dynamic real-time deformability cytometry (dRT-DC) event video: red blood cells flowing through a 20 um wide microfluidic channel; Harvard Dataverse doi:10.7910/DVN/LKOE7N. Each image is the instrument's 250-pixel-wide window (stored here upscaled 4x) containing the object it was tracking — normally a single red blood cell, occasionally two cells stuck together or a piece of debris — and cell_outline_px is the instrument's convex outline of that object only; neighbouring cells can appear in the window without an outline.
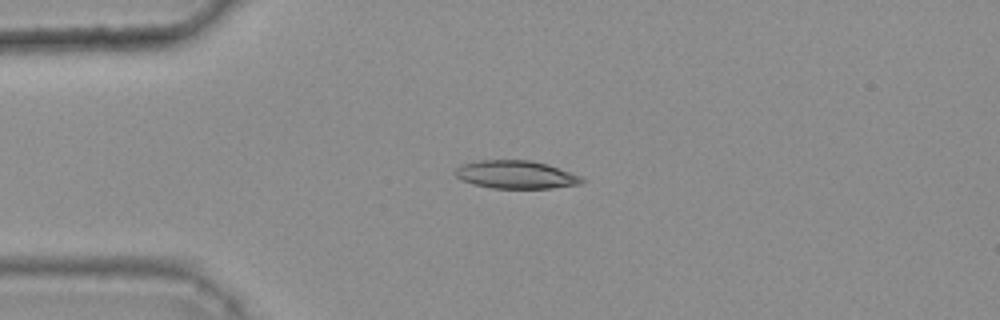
{"species": "common noctule bat (a hibernating species)", "species_latin": "Nyctalus noctula", "temperature_condition": "warm", "stored_images_in_passage": 34, "camera_frame_rate_fps": 3000, "um_per_image_px": 0.085, "animal": {"sex": "female", "body_mass_g": 25.1}, "frame": {"image": 1, "passage_image": 1, "time_ms": 0.0, "image_size_px": [1000, 320], "cell_outline_px": [[584, 180], [580, 184], [552, 188], [492, 188], [472, 184], [456, 176], [456, 168], [460, 164], [480, 160], [528, 160], [548, 164], [580, 176]], "centroid_in_image_um": [43.84, 14.84], "position_along_channel_um": 41.2, "area_um2": 20.52}}
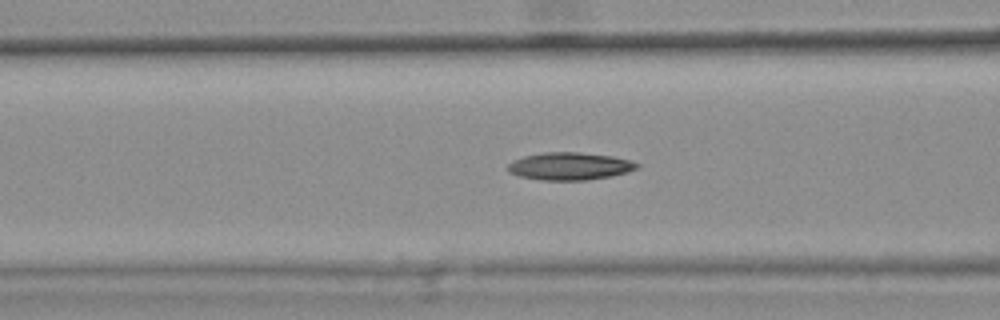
{"frame": {"image": 2, "passage_image": 9, "time_ms": 2.667, "image_size_px": [1000, 320], "cell_outline_px": [[640, 164], [636, 168], [628, 172], [588, 180], [540, 180], [520, 176], [508, 172], [508, 164], [512, 160], [524, 156], [544, 152], [580, 152], [612, 156], [628, 160]], "centroid_in_image_um": [48.38, 14.12], "position_along_channel_um": 118.2, "area_um2": 20.63}}
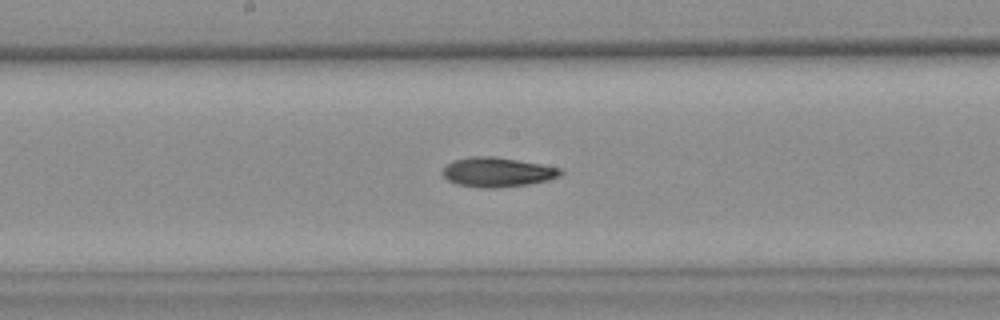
{"frame": {"image": 3, "passage_image": 16, "time_ms": 5.0, "image_size_px": [1000, 320], "cell_outline_px": [[564, 172], [560, 176], [548, 180], [528, 184], [496, 188], [480, 188], [456, 184], [448, 180], [440, 172], [452, 160], [472, 156], [496, 156], [540, 164], [560, 168]], "centroid_in_image_um": [42.25, 14.63], "position_along_channel_um": 205.9, "area_um2": 20.4}, "authors_computed_cell_mechanics": {"area_um2": 19.8254, "velocity_mm_per_s": 3.7723, "shape_relaxation_time_tau1_ms": 9.6092, "shape_relaxation_time_tau2_ms": 8.2734, "deformation_change_tau1": 0.2439, "deformation_change_tau2": 0.1693}}